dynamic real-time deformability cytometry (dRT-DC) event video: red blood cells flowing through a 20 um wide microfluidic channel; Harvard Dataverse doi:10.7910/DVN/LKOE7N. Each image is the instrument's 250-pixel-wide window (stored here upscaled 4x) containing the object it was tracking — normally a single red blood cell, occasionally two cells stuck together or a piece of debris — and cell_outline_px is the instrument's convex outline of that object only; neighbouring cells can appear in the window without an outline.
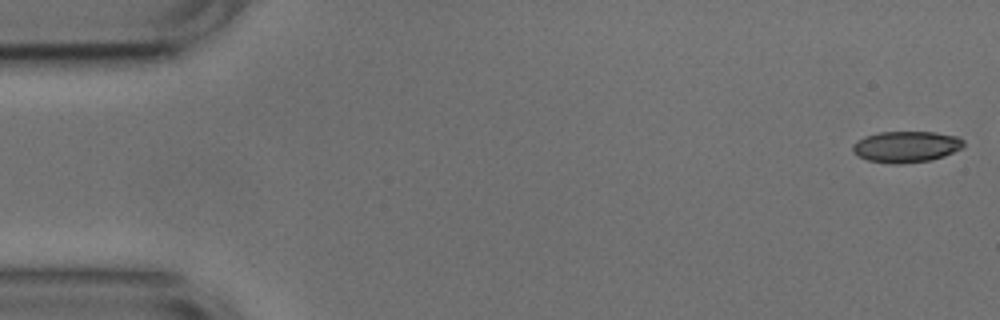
{"species": "common noctule bat (a hibernating species)", "species_latin": "Nyctalus noctula", "temperature_condition": "cold", "stored_images_in_passage": 28, "camera_frame_rate_fps": 3000, "um_per_image_px": 0.085, "animal": {"sex": "male", "body_mass_g": 17.9, "forearm_length_mm": 54.2}, "frame": {"image": 1, "passage_image": 1, "time_ms": 0.0, "image_size_px": [1000, 320], "cell_outline_px": [[964, 144], [960, 148], [944, 156], [932, 160], [896, 164], [892, 164], [868, 160], [852, 152], [852, 144], [864, 136], [880, 132], [936, 132], [960, 136], [964, 140]], "centroid_in_image_um": [77.03, 12.46], "position_along_channel_um": 8.0, "area_um2": 20.23}}